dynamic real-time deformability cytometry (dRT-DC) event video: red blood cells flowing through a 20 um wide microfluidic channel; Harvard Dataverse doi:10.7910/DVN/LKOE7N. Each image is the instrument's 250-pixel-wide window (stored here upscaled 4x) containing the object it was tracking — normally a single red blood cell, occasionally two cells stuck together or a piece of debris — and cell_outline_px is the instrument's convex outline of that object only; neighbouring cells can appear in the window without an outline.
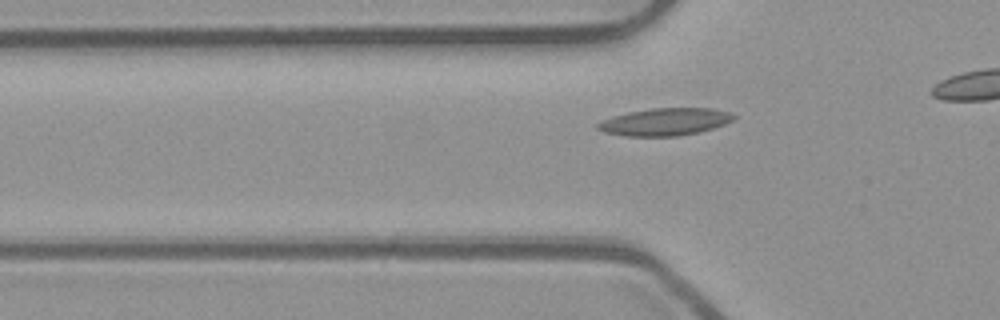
{"species": "common noctule bat (a hibernating species)", "species_latin": "Nyctalus noctula", "temperature_condition": "room temperature", "stored_images_in_passage": 33, "camera_frame_rate_fps": 3000, "um_per_image_px": 0.085, "animal": {"sex": "male", "body_mass_g": 23.1, "forearm_length_mm": 52.7}, "frame": {"image": 1, "passage_image": 8, "time_ms": 2.333, "image_size_px": [1000, 320], "cell_outline_px": [[736, 116], [732, 120], [724, 124], [700, 132], [680, 136], [624, 136], [604, 132], [596, 128], [596, 124], [600, 120], [612, 116], [628, 112], [652, 108], [712, 108], [732, 112]], "centroid_in_image_um": [56.5, 10.35], "position_along_channel_um": 69.3, "area_um2": 21.91}}
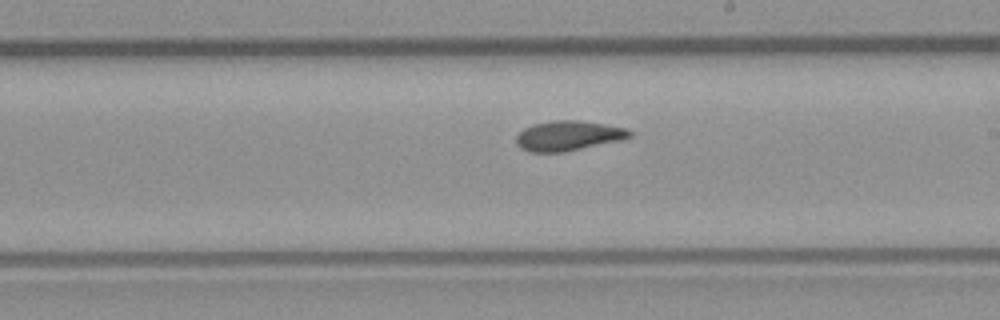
{"frame": {"image": 2, "passage_image": 21, "time_ms": 6.667, "image_size_px": [1000, 320], "cell_outline_px": [[632, 136], [620, 140], [564, 152], [532, 152], [520, 148], [516, 144], [516, 136], [524, 128], [532, 124], [552, 120], [580, 120], [628, 128], [632, 132]], "centroid_in_image_um": [48.29, 11.53], "position_along_channel_um": 240.7, "area_um2": 19.83}}
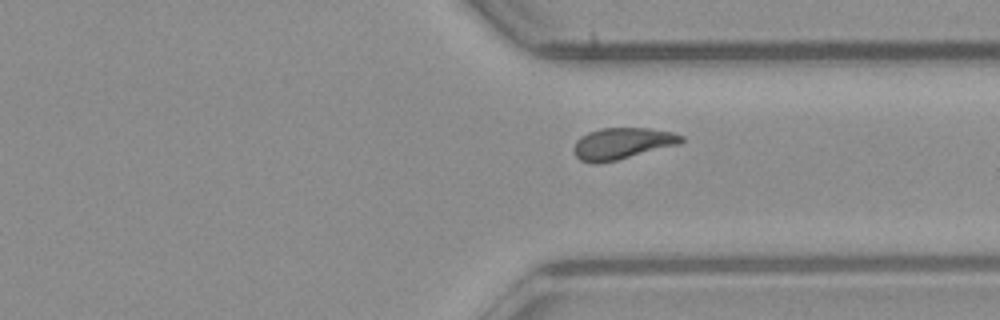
{"frame": {"image": 3, "passage_image": 30, "time_ms": 9.667, "image_size_px": [1000, 320], "cell_outline_px": [[684, 140], [680, 144], [616, 160], [596, 164], [592, 164], [580, 160], [576, 156], [572, 148], [576, 140], [580, 136], [588, 132], [600, 128], [648, 128], [672, 132], [684, 136]], "centroid_in_image_um": [52.86, 12.19], "position_along_channel_um": 358.5, "area_um2": 19.83}}